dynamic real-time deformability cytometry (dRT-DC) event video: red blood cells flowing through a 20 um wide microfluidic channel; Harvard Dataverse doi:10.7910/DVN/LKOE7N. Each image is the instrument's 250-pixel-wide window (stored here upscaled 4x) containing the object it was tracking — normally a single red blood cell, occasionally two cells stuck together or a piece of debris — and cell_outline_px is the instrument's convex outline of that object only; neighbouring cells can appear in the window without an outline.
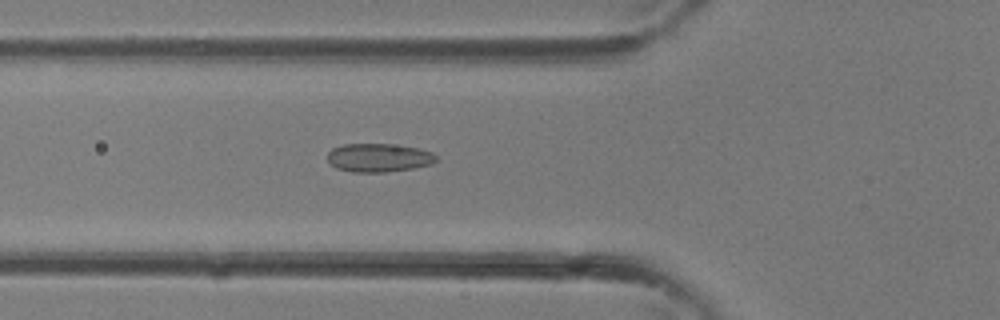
{"species": "common noctule bat (a hibernating species)", "species_latin": "Nyctalus noctula", "temperature_condition": "room temperature", "stored_images_in_passage": 35, "camera_frame_rate_fps": 3000, "um_per_image_px": 0.085, "animal": {"sex": "female"}, "frame": {"image": 1, "passage_image": 12, "time_ms": 3.667, "image_size_px": [1000, 320], "cell_outline_px": [[436, 160], [432, 164], [412, 168], [384, 172], [352, 172], [336, 168], [328, 160], [328, 152], [332, 148], [344, 144], [388, 144], [416, 148], [432, 152], [436, 156]], "centroid_in_image_um": [32.17, 13.41], "position_along_channel_um": 93.6, "area_um2": 17.86}}
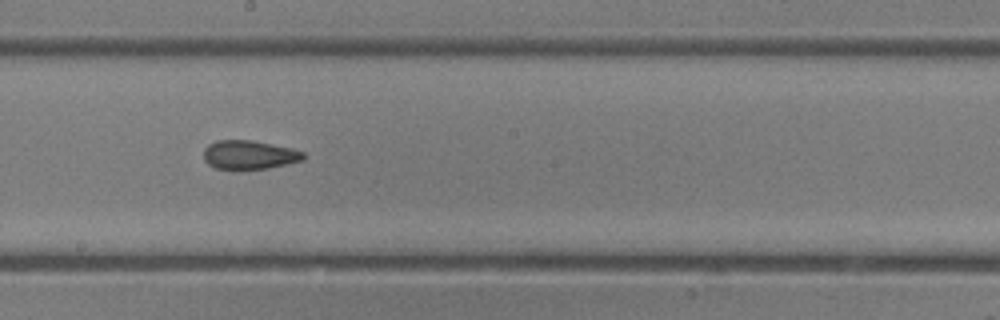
{"frame": {"image": 2, "passage_image": 19, "time_ms": 6.0, "image_size_px": [1000, 320], "cell_outline_px": [[304, 160], [268, 168], [240, 172], [236, 172], [216, 168], [208, 164], [204, 160], [204, 148], [208, 144], [216, 140], [252, 140], [292, 148], [304, 152]], "centroid_in_image_um": [21.15, 13.2], "position_along_channel_um": 227.1, "area_um2": 17.4}}
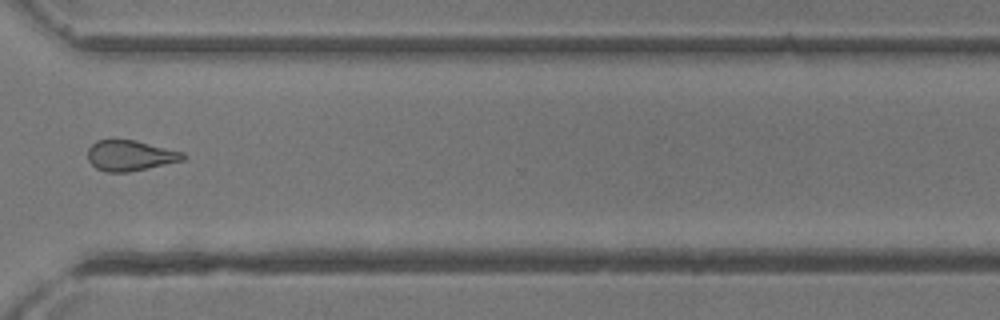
{"frame": {"image": 3, "passage_image": 26, "time_ms": 8.333, "image_size_px": [1000, 320], "cell_outline_px": [[188, 156], [184, 160], [148, 168], [128, 172], [108, 172], [96, 168], [88, 160], [88, 148], [96, 140], [112, 136], [136, 140], [184, 152]], "centroid_in_image_um": [11.05, 13.17], "position_along_channel_um": 359.6, "area_um2": 17.57}}